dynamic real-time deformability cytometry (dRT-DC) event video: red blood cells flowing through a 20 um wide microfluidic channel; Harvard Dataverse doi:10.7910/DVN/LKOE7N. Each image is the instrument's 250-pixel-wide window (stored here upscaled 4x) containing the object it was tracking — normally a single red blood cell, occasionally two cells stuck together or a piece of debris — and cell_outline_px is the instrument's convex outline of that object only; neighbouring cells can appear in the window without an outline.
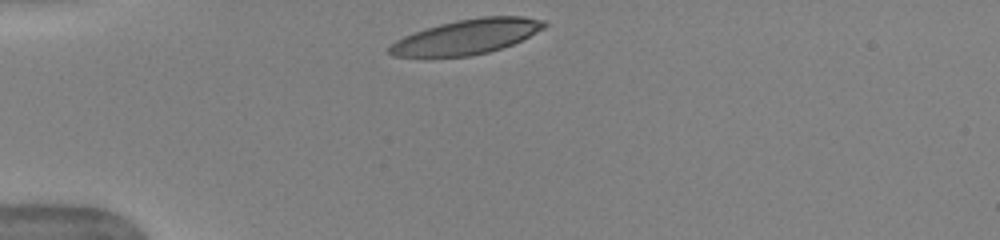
{"species": "human", "species_latin": "Homo sapiens", "temperature_condition": "warm", "stored_images_in_passage": 33, "camera_frame_rate_fps": 3000, "um_per_image_px": 0.085, "donor": {"sex": "female"}, "frame": {"image": 1, "passage_image": 1, "time_ms": 0.0, "image_size_px": [1000, 240], "cell_outline_px": [[548, 24], [544, 28], [512, 44], [488, 52], [468, 56], [392, 56], [388, 52], [388, 48], [396, 40], [404, 36], [440, 24], [456, 20], [484, 16], [524, 16], [544, 20]], "centroid_in_image_um": [39.69, 3.11], "position_along_channel_um": 45.3, "area_um2": 30.92}}
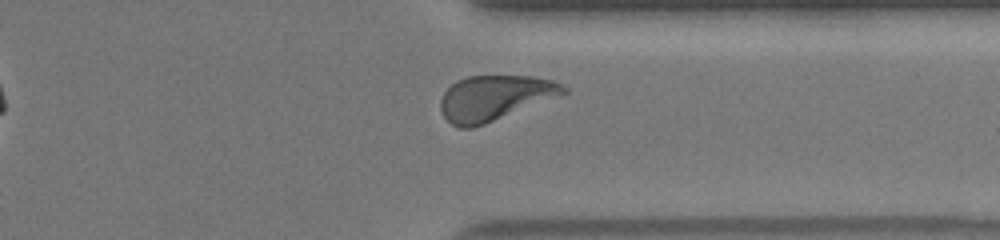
{"frame": {"image": 2, "passage_image": 28, "time_ms": 9.0, "image_size_px": [1000, 240], "cell_outline_px": [[568, 92], [484, 124], [472, 128], [460, 128], [452, 124], [444, 116], [440, 108], [440, 100], [444, 92], [456, 80], [468, 76], [532, 76], [552, 80], [568, 88]], "centroid_in_image_um": [42.01, 8.31], "position_along_channel_um": 369.4, "area_um2": 31.91}, "authors_computed_cell_mechanics": {"area_um2": 32.5992, "velocity_mm_per_s": 3.9179, "shape_relaxation_time_tau1_ms": 3.215, "shape_relaxation_time_tau2_ms": 0.8635, "deformation_change_tau1": 0.18, "deformation_change_tau2": 0.0786}}